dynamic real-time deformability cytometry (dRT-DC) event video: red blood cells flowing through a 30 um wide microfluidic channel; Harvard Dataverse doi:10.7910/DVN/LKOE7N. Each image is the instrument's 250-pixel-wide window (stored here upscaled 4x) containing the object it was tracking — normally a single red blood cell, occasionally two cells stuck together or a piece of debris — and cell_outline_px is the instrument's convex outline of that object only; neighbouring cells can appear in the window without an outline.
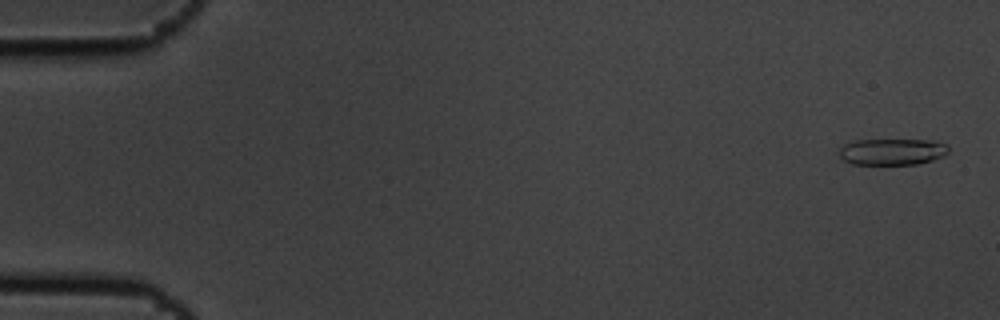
{"species": "common noctule bat (a hibernating species)", "species_latin": "Nyctalus noctula", "temperature_condition": "cold", "stored_images_in_passage": 6, "camera_frame_rate_fps": 3000, "um_per_image_px": 0.085, "animal": {"sex": "male", "body_mass_g": 19.5, "forearm_length_mm": 54.6}, "frame": {"image": 1, "passage_image": 1, "time_ms": 0.0, "image_size_px": [1000, 320], "cell_outline_px": [[948, 152], [944, 156], [932, 160], [916, 164], [852, 164], [844, 160], [840, 156], [840, 148], [844, 144], [856, 140], [936, 140], [948, 144]], "centroid_in_image_um": [75.87, 12.89], "position_along_channel_um": 9.1, "area_um2": 16.88}}